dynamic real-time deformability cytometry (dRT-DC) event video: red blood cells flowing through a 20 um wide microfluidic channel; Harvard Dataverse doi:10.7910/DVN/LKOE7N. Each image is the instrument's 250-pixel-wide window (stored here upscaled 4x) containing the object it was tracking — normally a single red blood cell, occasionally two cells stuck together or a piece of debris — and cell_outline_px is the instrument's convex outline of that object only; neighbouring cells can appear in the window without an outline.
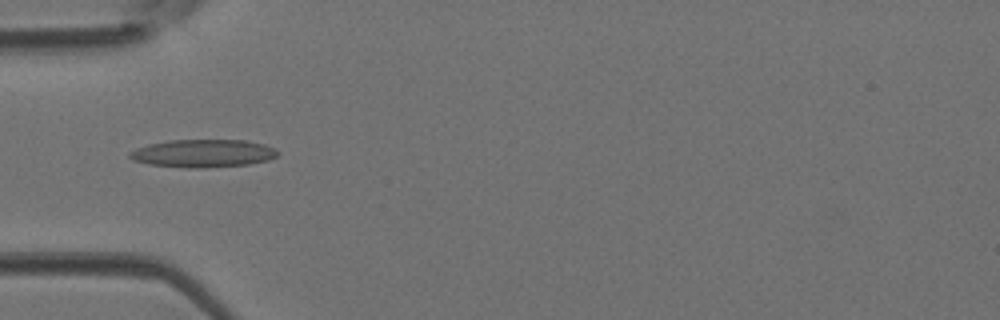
{"species": "Egyptian fruit bat (a non-hibernating species)", "species_latin": "Rousettus aegyptiacus", "temperature_condition": "room temperature", "stored_images_in_passage": 31, "camera_frame_rate_fps": 3000, "um_per_image_px": 0.085, "animal": {"sex": "female"}, "frame": {"image": 1, "passage_image": 1, "time_ms": 0.0, "image_size_px": [1000, 320], "cell_outline_px": [[280, 152], [276, 156], [268, 160], [248, 164], [204, 168], [188, 168], [148, 164], [132, 160], [128, 156], [128, 152], [136, 148], [148, 144], [168, 140], [248, 140], [264, 144], [276, 148]], "centroid_in_image_um": [17.25, 13.03], "position_along_channel_um": 67.7, "area_um2": 24.28}}
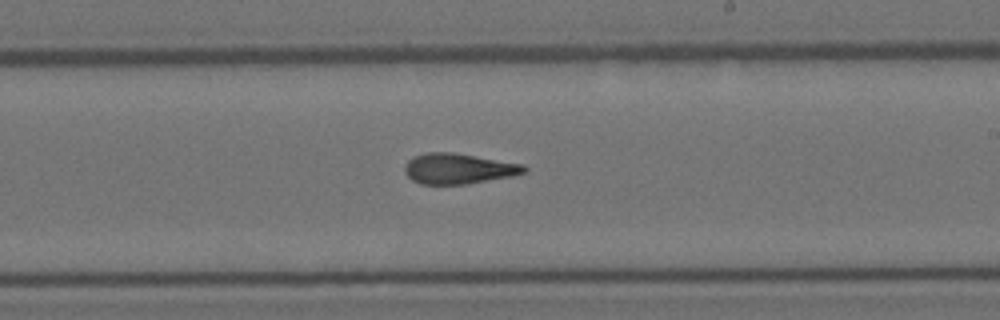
{"frame": {"image": 2, "passage_image": 13, "time_ms": 4.0, "image_size_px": [1000, 320], "cell_outline_px": [[528, 168], [524, 172], [512, 176], [464, 184], [420, 184], [412, 180], [404, 172], [404, 164], [412, 156], [428, 152], [452, 152], [524, 164]], "centroid_in_image_um": [38.93, 14.32], "position_along_channel_um": 250.1, "area_um2": 21.21}}
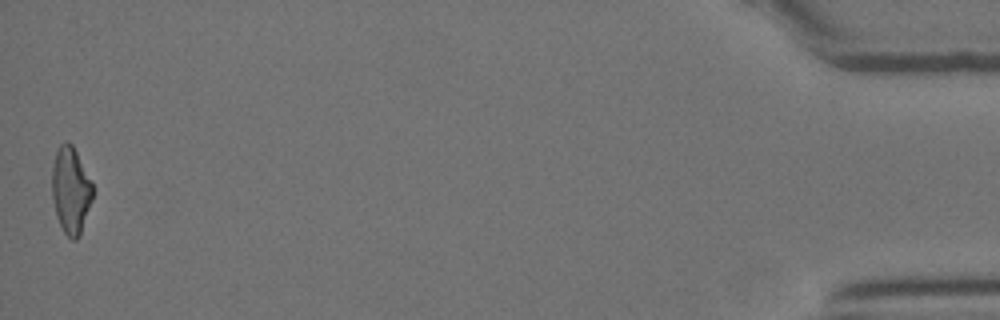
{"frame": {"image": 3, "passage_image": 31, "time_ms": 10.0, "image_size_px": [1000, 320], "cell_outline_px": [[92, 200], [80, 236], [76, 240], [72, 240], [64, 232], [56, 216], [52, 196], [52, 164], [56, 148], [64, 140], [72, 144], [92, 184]], "centroid_in_image_um": [5.99, 16.17], "position_along_channel_um": 429.2, "area_um2": 20.52}}